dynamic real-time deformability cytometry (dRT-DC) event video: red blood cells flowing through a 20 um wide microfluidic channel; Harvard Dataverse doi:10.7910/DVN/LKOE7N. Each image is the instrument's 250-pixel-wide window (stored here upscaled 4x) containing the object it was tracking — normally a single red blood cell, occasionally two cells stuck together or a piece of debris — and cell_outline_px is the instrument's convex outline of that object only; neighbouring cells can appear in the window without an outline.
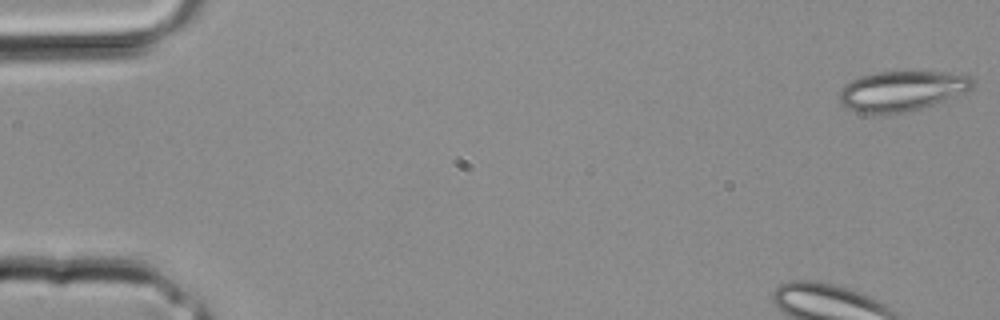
{"species": "common noctule bat (a hibernating species)", "species_latin": "Nyctalus noctula", "temperature_condition": "room temperature", "stored_images_in_passage": 34, "segment_of_instrument_passage": [1, 2], "camera_frame_rate_fps": 3000, "um_per_image_px": 0.085, "animal": {"sex": "male", "body_mass_g": 20.4}, "frame": {"image": 1, "passage_image": 1, "time_ms": 0.0, "image_size_px": [1000, 320], "cell_outline_px": [[976, 84], [968, 92], [920, 108], [904, 112], [884, 116], [856, 112], [844, 108], [840, 100], [840, 92], [844, 84], [860, 76], [876, 72], [968, 72], [976, 80]], "centroid_in_image_um": [76.71, 7.73], "position_along_channel_um": 8.3, "area_um2": 31.96}}